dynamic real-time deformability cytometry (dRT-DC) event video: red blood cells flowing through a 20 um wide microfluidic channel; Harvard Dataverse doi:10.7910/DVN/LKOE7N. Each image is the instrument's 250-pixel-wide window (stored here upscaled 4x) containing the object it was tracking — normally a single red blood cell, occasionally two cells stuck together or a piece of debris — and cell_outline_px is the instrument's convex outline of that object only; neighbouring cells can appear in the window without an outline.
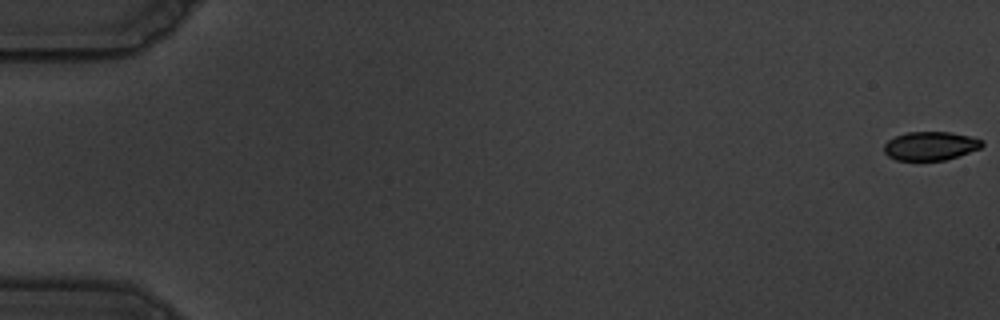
{"species": "common noctule bat (a hibernating species)", "species_latin": "Nyctalus noctula", "temperature_condition": "warm", "stored_images_in_passage": 58, "camera_frame_rate_fps": 3000, "um_per_image_px": 0.085, "animal": {"sex": "male", "body_mass_g": 19.5, "forearm_length_mm": 54.6}, "frame": {"image": 1, "passage_image": 1, "time_ms": 0.0, "image_size_px": [1000, 320], "cell_outline_px": [[984, 144], [980, 148], [944, 160], [896, 160], [888, 156], [884, 152], [884, 144], [888, 140], [896, 136], [908, 132], [952, 132], [972, 136], [984, 140]], "centroid_in_image_um": [79.09, 12.39], "position_along_channel_um": 5.9, "area_um2": 16.36}}
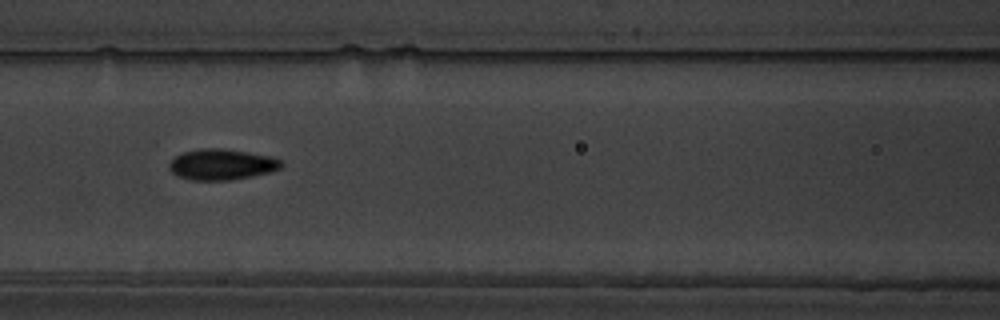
{"frame": {"image": 2, "passage_image": 27, "time_ms": 8.667, "image_size_px": [1000, 320], "cell_outline_px": [[284, 164], [280, 168], [268, 172], [252, 176], [232, 180], [188, 180], [176, 176], [168, 168], [168, 164], [176, 156], [184, 152], [200, 148], [220, 148], [248, 152], [268, 156], [280, 160]], "centroid_in_image_um": [18.8, 13.98], "position_along_channel_um": 147.8, "area_um2": 20.11}}
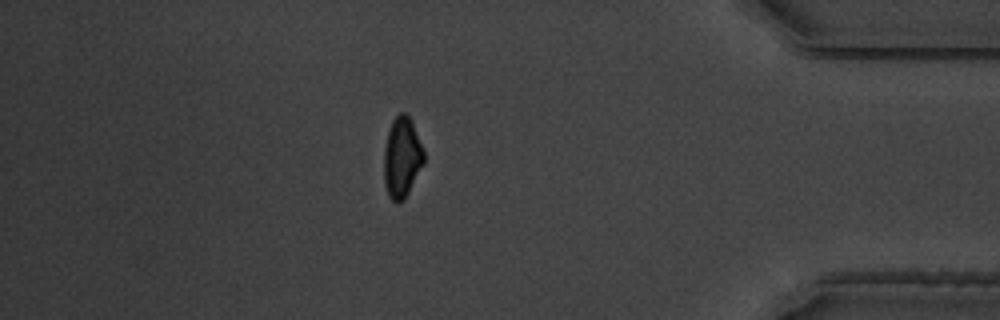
{"frame": {"image": 3, "passage_image": 51, "time_ms": 16.667, "image_size_px": [1000, 320], "cell_outline_px": [[424, 164], [404, 200], [392, 200], [388, 196], [384, 184], [384, 148], [388, 132], [392, 120], [400, 112], [404, 112], [408, 116], [412, 124], [424, 152]], "centroid_in_image_um": [34.15, 13.4], "position_along_channel_um": 401.1, "area_um2": 18.5}, "authors_computed_cell_mechanics": {"area_um2": 18.9006, "velocity_mm_per_s": 3.5838, "shape_relaxation_time_tau1_ms": 4.9605, "shape_relaxation_time_tau2_ms": 1.6113, "deformation_change_tau1": 0.1507, "deformation_change_tau2": 0.0662}}